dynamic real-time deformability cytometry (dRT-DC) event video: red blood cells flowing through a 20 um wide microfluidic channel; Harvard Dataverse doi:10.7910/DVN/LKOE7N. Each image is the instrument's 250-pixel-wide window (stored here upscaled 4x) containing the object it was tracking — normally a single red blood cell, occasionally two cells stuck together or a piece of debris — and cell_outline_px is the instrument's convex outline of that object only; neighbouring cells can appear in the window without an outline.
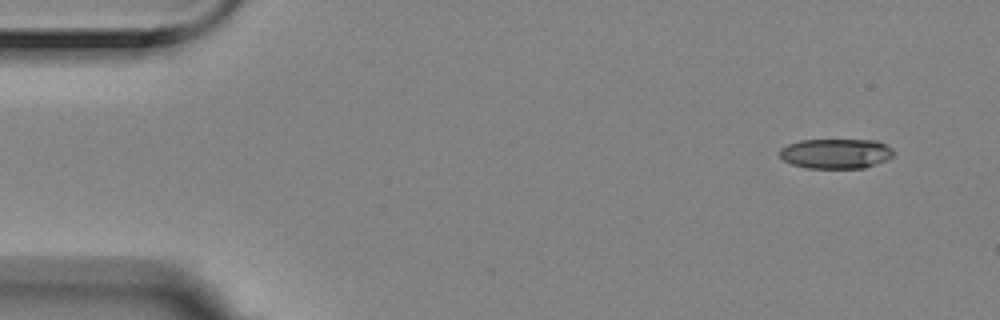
{"species": "Egyptian fruit bat (a non-hibernating species)", "species_latin": "Rousettus aegyptiacus", "temperature_condition": "room temperature", "stored_images_in_passage": 6, "camera_frame_rate_fps": 3000, "um_per_image_px": 0.085, "animal": {"sex": "female"}, "frame": {"image": 1, "passage_image": 1, "time_ms": 0.0, "image_size_px": [1000, 320], "cell_outline_px": [[896, 152], [892, 156], [876, 164], [864, 168], [804, 168], [792, 164], [784, 160], [780, 156], [780, 148], [788, 144], [800, 140], [876, 140], [892, 148]], "centroid_in_image_um": [71.05, 13.05], "position_along_channel_um": 14.0, "area_um2": 19.88}}
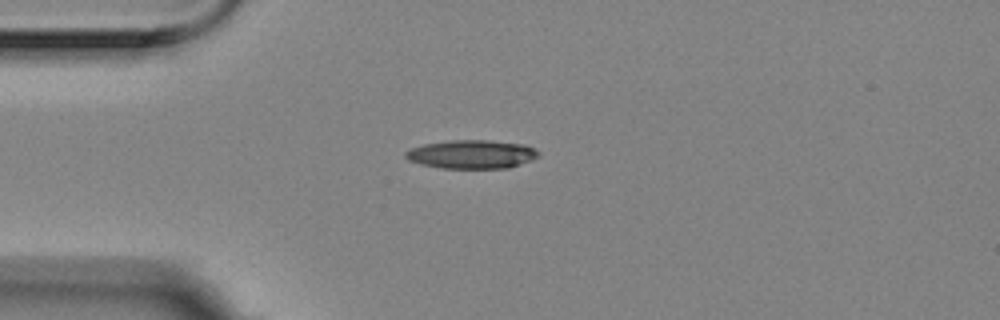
{"frame": {"image": 2, "passage_image": 4, "time_ms": 1.0, "image_size_px": [1000, 320], "cell_outline_px": [[540, 156], [532, 160], [508, 168], [440, 168], [420, 164], [408, 160], [404, 156], [404, 152], [412, 148], [424, 144], [452, 140], [488, 140], [524, 144], [540, 152]], "centroid_in_image_um": [40.09, 13.12], "position_along_channel_um": 44.9, "area_um2": 22.2}}
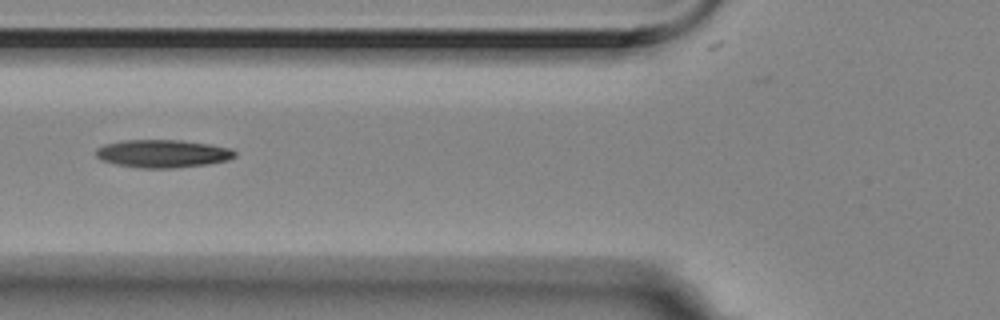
{"frame": {"image": 3, "passage_image": 6, "time_ms": 1.667, "image_size_px": [1000, 320], "cell_outline_px": [[236, 156], [228, 160], [208, 164], [176, 168], [140, 168], [116, 164], [100, 160], [96, 156], [96, 148], [104, 144], [124, 140], [180, 140], [208, 144], [232, 148], [236, 152]], "centroid_in_image_um": [13.83, 13.06], "position_along_channel_um": 112.0, "area_um2": 22.72}}